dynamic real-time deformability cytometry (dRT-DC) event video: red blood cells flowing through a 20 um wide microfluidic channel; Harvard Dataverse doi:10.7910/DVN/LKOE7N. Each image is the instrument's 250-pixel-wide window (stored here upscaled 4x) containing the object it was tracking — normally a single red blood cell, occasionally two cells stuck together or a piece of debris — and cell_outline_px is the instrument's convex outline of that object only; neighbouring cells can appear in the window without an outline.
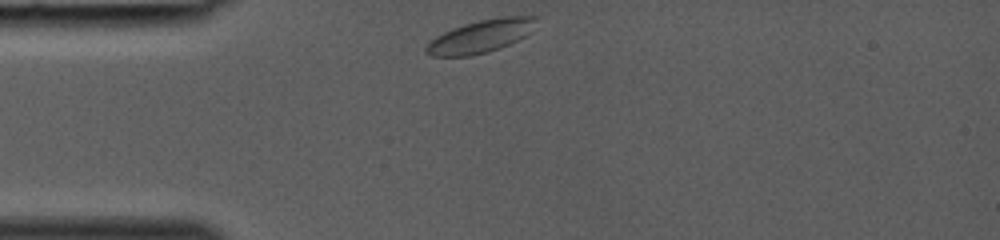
{"species": "common noctule bat (a hibernating species)", "species_latin": "Nyctalus noctula", "temperature_condition": "room temperature", "stored_images_in_passage": 26, "camera_frame_rate_fps": 3000, "um_per_image_px": 0.085, "animal": {"sex": "female", "body_mass_g": 19.0, "forearm_length_mm": 53.3}, "frame": {"image": 1, "passage_image": 1, "time_ms": 0.0, "image_size_px": [1000, 240], "cell_outline_px": [[540, 16], [532, 32], [500, 48], [488, 52], [472, 56], [432, 56], [424, 52], [424, 48], [436, 36], [452, 28], [464, 24], [480, 20], [500, 16]], "centroid_in_image_um": [40.89, 3.07], "position_along_channel_um": 44.1, "area_um2": 21.15}}
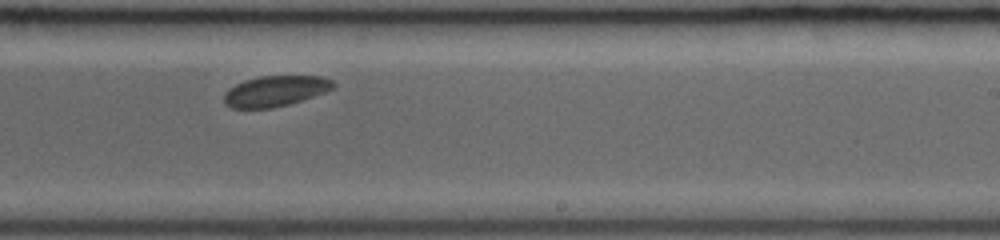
{"frame": {"image": 2, "passage_image": 16, "time_ms": 5.0, "image_size_px": [1000, 240], "cell_outline_px": [[336, 84], [332, 88], [324, 92], [288, 104], [272, 108], [232, 108], [224, 104], [224, 96], [228, 88], [244, 80], [260, 76], [324, 76], [332, 80]], "centroid_in_image_um": [23.37, 7.73], "position_along_channel_um": 265.6, "area_um2": 19.36}}
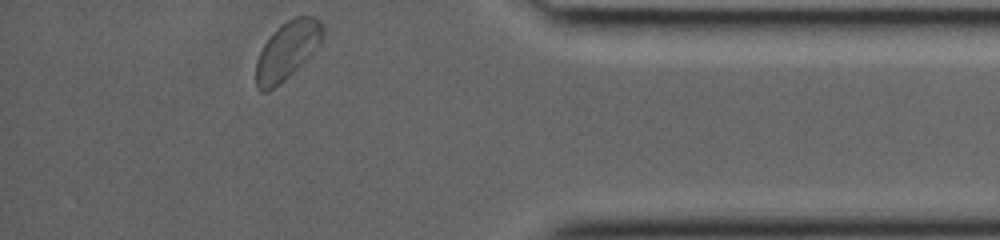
{"frame": {"image": 3, "passage_image": 26, "time_ms": 8.333, "image_size_px": [1000, 240], "cell_outline_px": [[324, 32], [320, 44], [284, 80], [268, 92], [260, 92], [256, 88], [256, 60], [264, 44], [272, 32], [280, 24], [296, 16], [316, 16], [320, 20], [324, 28]], "centroid_in_image_um": [24.39, 4.27], "position_along_channel_um": 410.8, "area_um2": 22.43}}